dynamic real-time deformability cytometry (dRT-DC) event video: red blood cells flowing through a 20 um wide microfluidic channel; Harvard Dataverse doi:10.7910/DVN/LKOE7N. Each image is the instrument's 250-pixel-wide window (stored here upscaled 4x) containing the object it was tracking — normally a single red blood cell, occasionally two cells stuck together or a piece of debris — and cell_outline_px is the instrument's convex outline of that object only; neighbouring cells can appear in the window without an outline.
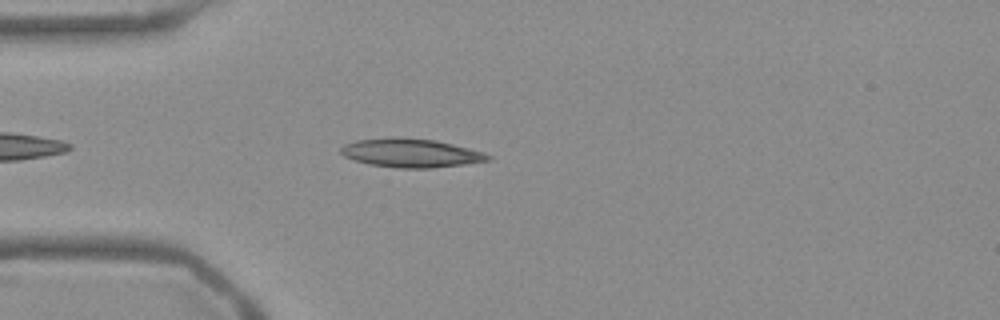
{"species": "Egyptian fruit bat (a non-hibernating species)", "species_latin": "Rousettus aegyptiacus", "temperature_condition": "warm", "stored_images_in_passage": 44, "camera_frame_rate_fps": 3000, "um_per_image_px": 0.085, "frame": {"image": 1, "passage_image": 5, "time_ms": 1.333, "image_size_px": [1000, 320], "cell_outline_px": [[492, 160], [464, 164], [432, 168], [396, 168], [368, 164], [344, 156], [340, 152], [340, 148], [344, 144], [356, 140], [388, 136], [396, 136], [436, 140], [484, 152], [492, 156]], "centroid_in_image_um": [34.91, 12.99], "position_along_channel_um": 50.1, "area_um2": 24.91}}
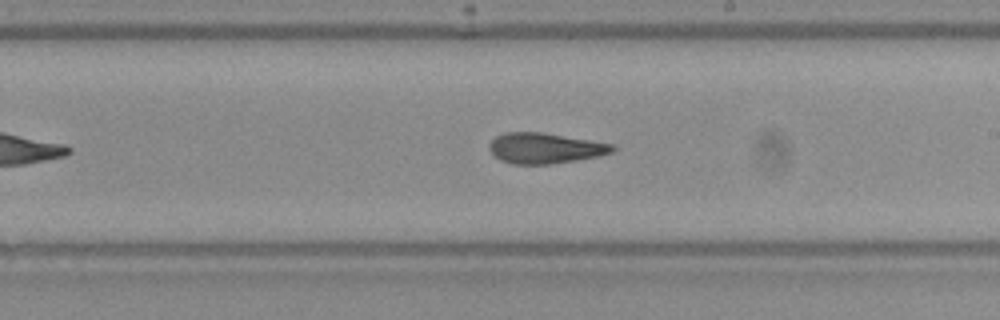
{"frame": {"image": 2, "passage_image": 21, "time_ms": 6.667, "image_size_px": [1000, 320], "cell_outline_px": [[616, 148], [612, 152], [600, 156], [576, 160], [548, 164], [512, 164], [500, 160], [488, 148], [488, 144], [496, 136], [504, 132], [540, 132], [616, 144]], "centroid_in_image_um": [46.34, 12.59], "position_along_channel_um": 242.7, "area_um2": 21.96}}
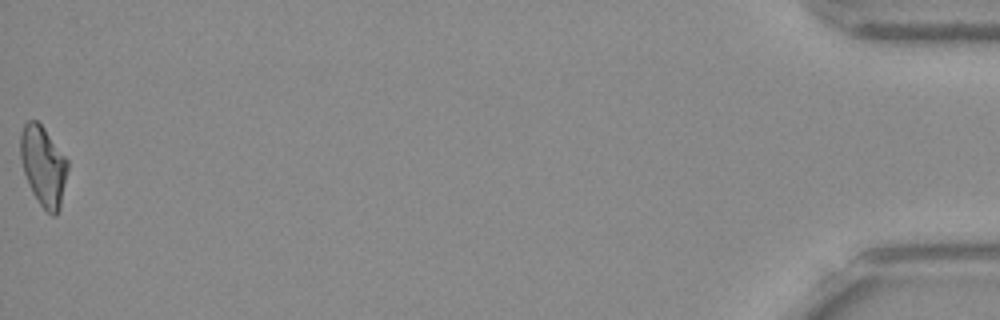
{"frame": {"image": 3, "passage_image": 44, "time_ms": 14.333, "image_size_px": [1000, 320], "cell_outline_px": [[68, 168], [60, 208], [56, 216], [52, 216], [40, 204], [32, 192], [24, 172], [20, 156], [20, 132], [24, 124], [28, 120], [36, 120], [44, 128], [68, 160]], "centroid_in_image_um": [3.68, 14.1], "position_along_channel_um": 431.5, "area_um2": 21.85}, "authors_computed_cell_mechanics": {"area_um2": 22.1374, "velocity_mm_per_s": 3.7964, "shape_relaxation_time_tau1_ms": null, "shape_relaxation_time_tau2_ms": 3.1628, "deformation_change_tau1": null, "deformation_change_tau2": 0.1185}}